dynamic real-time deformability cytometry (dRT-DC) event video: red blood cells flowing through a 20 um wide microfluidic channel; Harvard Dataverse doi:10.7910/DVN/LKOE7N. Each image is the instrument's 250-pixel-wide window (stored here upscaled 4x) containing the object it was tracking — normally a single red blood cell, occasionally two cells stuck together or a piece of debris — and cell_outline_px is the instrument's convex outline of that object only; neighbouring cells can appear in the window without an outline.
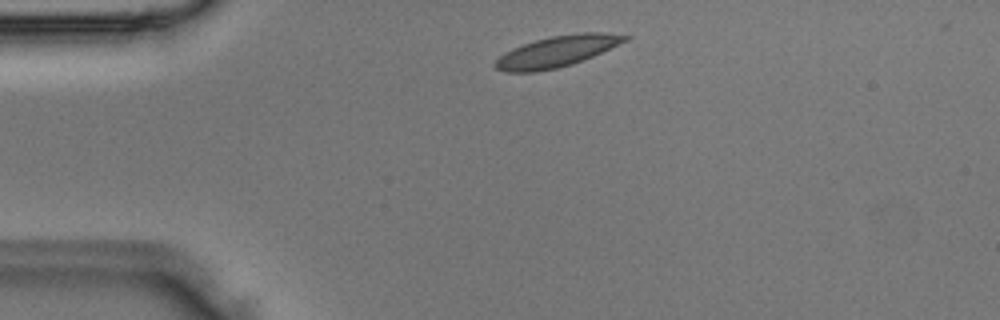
{"species": "Egyptian fruit bat (a non-hibernating species)", "species_latin": "Rousettus aegyptiacus", "temperature_condition": "room temperature", "stored_images_in_passage": 40, "camera_frame_rate_fps": 3000, "um_per_image_px": 0.085, "animal": {"sex": "male"}, "frame": {"image": 1, "passage_image": 2, "time_ms": 0.333, "image_size_px": [1000, 320], "cell_outline_px": [[632, 36], [628, 40], [592, 56], [572, 64], [556, 68], [536, 72], [504, 72], [496, 68], [492, 64], [504, 52], [512, 48], [536, 40], [552, 36], [580, 32], [604, 32]], "centroid_in_image_um": [47.32, 4.37], "position_along_channel_um": 37.7, "area_um2": 23.35}}
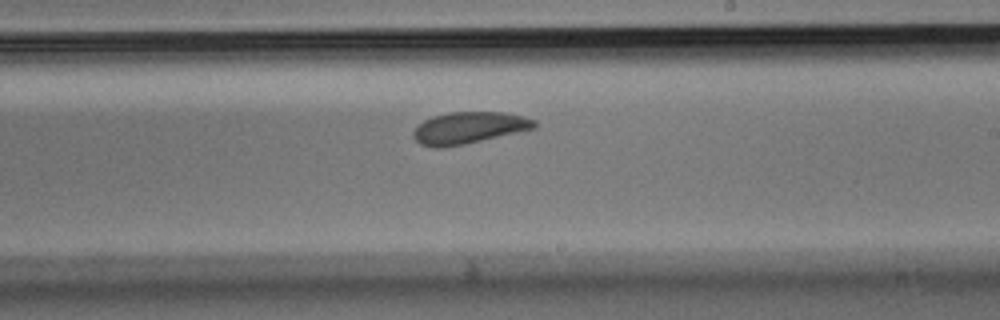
{"frame": {"image": 2, "passage_image": 20, "time_ms": 6.333, "image_size_px": [1000, 320], "cell_outline_px": [[536, 128], [464, 144], [440, 148], [432, 148], [420, 144], [412, 136], [412, 132], [424, 120], [432, 116], [448, 112], [504, 112], [524, 116], [536, 120]], "centroid_in_image_um": [39.84, 10.86], "position_along_channel_um": 249.2, "area_um2": 22.43}}
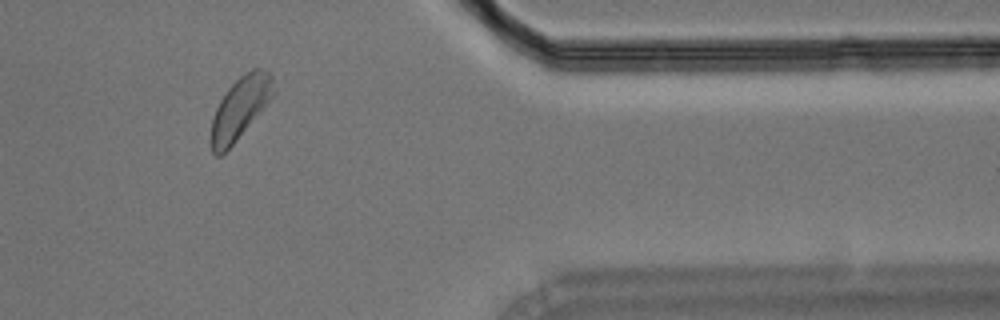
{"frame": {"image": 3, "passage_image": 32, "time_ms": 10.333, "image_size_px": [1000, 320], "cell_outline_px": [[276, 92], [232, 144], [220, 156], [216, 156], [212, 152], [208, 140], [212, 120], [216, 108], [220, 100], [228, 88], [240, 76], [252, 68], [260, 68], [268, 72], [272, 76], [276, 88]], "centroid_in_image_um": [20.38, 9.17], "position_along_channel_um": 391.0, "area_um2": 22.37}}